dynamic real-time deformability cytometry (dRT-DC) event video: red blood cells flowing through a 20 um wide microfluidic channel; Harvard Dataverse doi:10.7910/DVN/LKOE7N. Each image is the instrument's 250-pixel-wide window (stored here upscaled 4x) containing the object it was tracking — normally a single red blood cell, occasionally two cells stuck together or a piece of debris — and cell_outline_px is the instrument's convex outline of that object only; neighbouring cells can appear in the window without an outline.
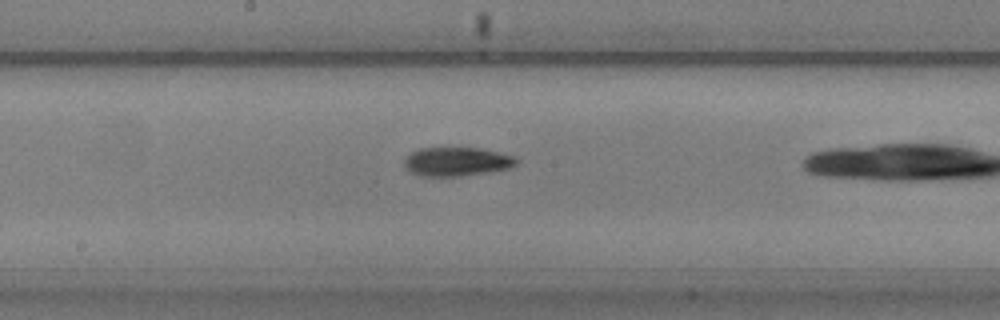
{"species": "common noctule bat (a hibernating species)", "species_latin": "Nyctalus noctula", "temperature_condition": "warm", "stored_images_in_passage": 15, "camera_frame_rate_fps": 3000, "um_per_image_px": 0.085, "animal": {"sex": "male", "body_mass_g": 20.5, "forearm_length_mm": 52.5}, "frame": {"image": 1, "passage_image": 13, "time_ms": 4.0, "image_size_px": [1000, 320], "cell_outline_px": [[520, 160], [512, 168], [492, 172], [460, 176], [420, 176], [412, 172], [404, 164], [404, 160], [412, 152], [420, 148], [480, 148], [516, 156]], "centroid_in_image_um": [38.91, 13.74], "position_along_channel_um": 209.3, "area_um2": 18.96}}